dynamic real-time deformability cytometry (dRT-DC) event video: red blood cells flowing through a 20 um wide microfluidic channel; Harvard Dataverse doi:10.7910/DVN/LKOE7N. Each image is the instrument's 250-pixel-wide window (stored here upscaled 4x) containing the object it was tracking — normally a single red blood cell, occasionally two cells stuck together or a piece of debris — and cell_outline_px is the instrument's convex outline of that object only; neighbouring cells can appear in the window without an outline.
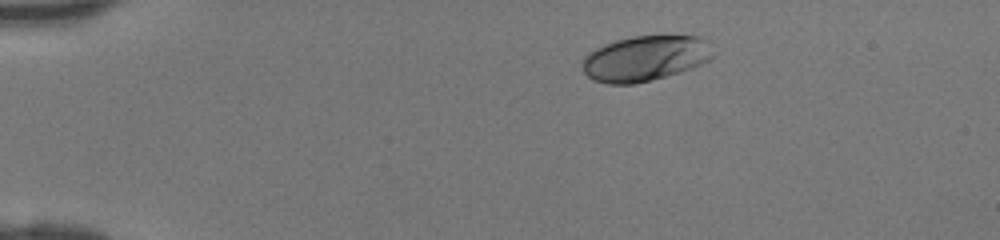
{"species": "human", "species_latin": "Homo sapiens", "temperature_condition": "room temperature", "stored_images_in_passage": 39, "camera_frame_rate_fps": 3000, "um_per_image_px": 0.085, "donor": {"sex": "female"}, "frame": {"image": 1, "passage_image": 2, "time_ms": 0.333, "image_size_px": [1000, 240], "cell_outline_px": [[712, 56], [708, 60], [692, 68], [680, 72], [652, 80], [632, 84], [608, 84], [592, 80], [584, 72], [584, 56], [588, 52], [604, 44], [616, 40], [632, 36], [700, 36], [708, 40]], "centroid_in_image_um": [54.82, 4.96], "position_along_channel_um": 30.2, "area_um2": 34.39}}
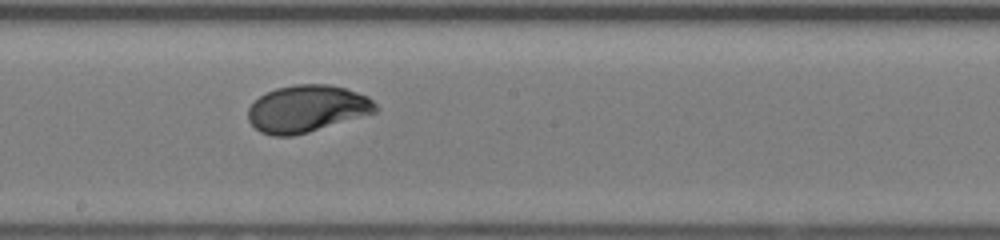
{"frame": {"image": 2, "passage_image": 20, "time_ms": 6.333, "image_size_px": [1000, 240], "cell_outline_px": [[380, 108], [376, 112], [308, 132], [292, 136], [272, 136], [260, 132], [248, 120], [248, 108], [260, 96], [276, 88], [296, 84], [328, 84], [344, 88], [368, 96]], "centroid_in_image_um": [26.09, 9.24], "position_along_channel_um": 222.1, "area_um2": 34.74}}
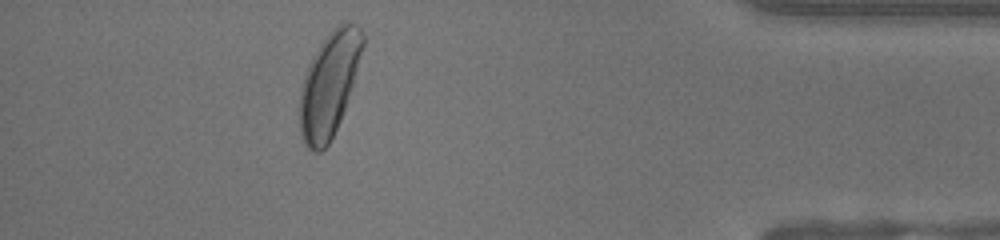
{"frame": {"image": 3, "passage_image": 35, "time_ms": 11.333, "image_size_px": [1000, 240], "cell_outline_px": [[364, 44], [352, 84], [340, 120], [328, 144], [320, 152], [312, 152], [308, 148], [300, 132], [300, 88], [308, 64], [320, 44], [332, 28], [344, 20], [356, 24], [360, 28], [364, 36]], "centroid_in_image_um": [27.97, 7.13], "position_along_channel_um": 407.2, "area_um2": 37.74}}